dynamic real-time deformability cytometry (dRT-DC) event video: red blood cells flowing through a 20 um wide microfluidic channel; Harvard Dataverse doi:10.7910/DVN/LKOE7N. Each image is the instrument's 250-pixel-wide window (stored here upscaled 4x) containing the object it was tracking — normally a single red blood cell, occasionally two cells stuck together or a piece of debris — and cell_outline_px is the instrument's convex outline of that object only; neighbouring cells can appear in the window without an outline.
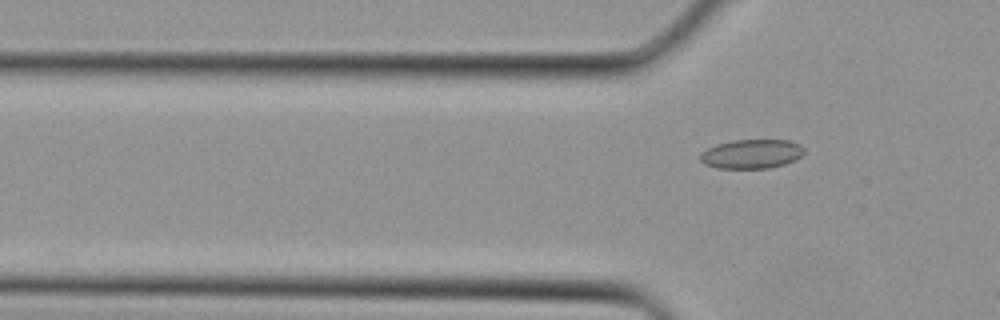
{"species": "Egyptian fruit bat (a non-hibernating species)", "species_latin": "Rousettus aegyptiacus", "temperature_condition": "cold", "stored_images_in_passage": 4, "segment_of_instrument_passage": [2, 2], "camera_frame_rate_fps": 3000, "um_per_image_px": 0.085, "animal": {"sex": "female"}, "frame": {"image": 1, "passage_image": 4, "time_ms": 1.0, "image_size_px": [1000, 320], "cell_outline_px": [[804, 152], [796, 160], [784, 164], [768, 168], [716, 168], [704, 164], [700, 160], [700, 152], [716, 144], [732, 140], [788, 140], [800, 144], [804, 148]], "centroid_in_image_um": [63.87, 13.08], "position_along_channel_um": 61.9, "area_um2": 17.74}}